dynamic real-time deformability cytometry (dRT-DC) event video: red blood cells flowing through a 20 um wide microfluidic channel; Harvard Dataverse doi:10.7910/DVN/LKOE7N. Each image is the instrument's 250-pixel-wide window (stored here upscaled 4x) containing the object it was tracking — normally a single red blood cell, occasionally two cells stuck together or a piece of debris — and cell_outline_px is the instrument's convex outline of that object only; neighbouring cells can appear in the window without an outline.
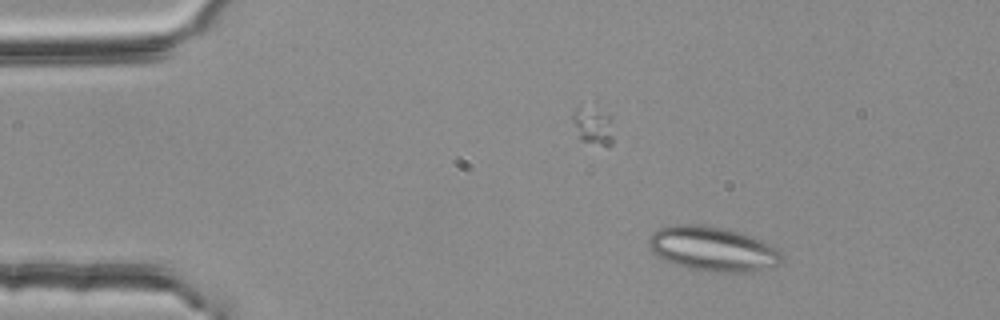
{"species": "common noctule bat (a hibernating species)", "species_latin": "Nyctalus noctula", "temperature_condition": "room temperature", "stored_images_in_passage": 46, "segment_of_instrument_passage": [1, 2], "camera_frame_rate_fps": 3000, "um_per_image_px": 0.085, "animal": {"sex": "female", "body_mass_g": 25.1}, "frame": {"image": 1, "passage_image": 1, "time_ms": 0.0, "image_size_px": [1000, 320], "cell_outline_px": [[784, 260], [780, 264], [748, 272], [708, 272], [688, 268], [664, 260], [648, 244], [648, 240], [652, 232], [660, 228], [672, 224], [696, 224], [724, 228], [740, 232], [764, 240], [776, 248], [784, 256]], "centroid_in_image_um": [60.62, 21.15], "position_along_channel_um": 24.4, "area_um2": 34.56}}
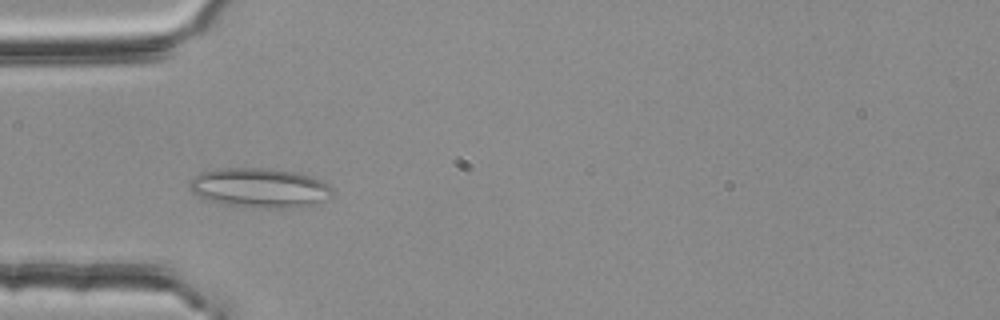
{"frame": {"image": 2, "passage_image": 10, "time_ms": 3.0, "image_size_px": [1000, 320], "cell_outline_px": [[332, 192], [320, 200], [304, 208], [252, 208], [216, 204], [192, 192], [188, 188], [188, 184], [200, 172], [216, 168], [268, 168], [292, 172], [308, 176], [320, 180], [328, 184], [332, 188]], "centroid_in_image_um": [21.99, 15.98], "position_along_channel_um": 63.0, "area_um2": 33.0}}